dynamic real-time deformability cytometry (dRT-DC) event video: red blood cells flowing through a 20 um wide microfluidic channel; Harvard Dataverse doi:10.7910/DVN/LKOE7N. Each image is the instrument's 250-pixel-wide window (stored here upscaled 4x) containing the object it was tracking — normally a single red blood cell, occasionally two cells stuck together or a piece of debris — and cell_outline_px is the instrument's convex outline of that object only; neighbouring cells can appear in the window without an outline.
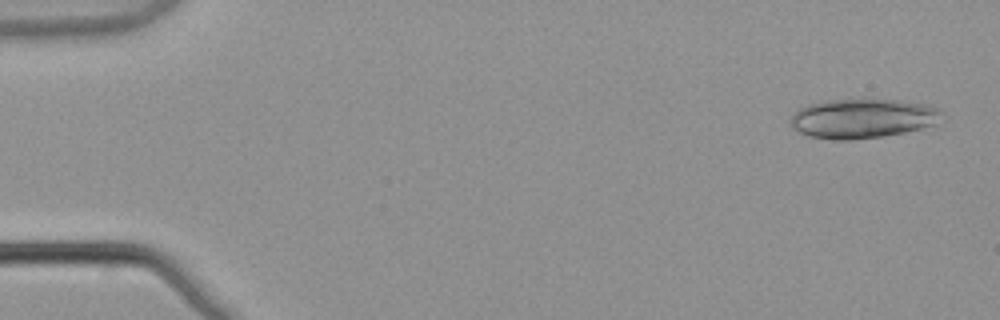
{"species": "common noctule bat (a hibernating species)", "species_latin": "Nyctalus noctula", "temperature_condition": "warm", "stored_images_in_passage": 4, "camera_frame_rate_fps": 3000, "um_per_image_px": 0.085, "animal": {"sex": "male", "body_mass_g": 21.5, "forearm_length_mm": 52.0}, "frame": {"image": 1, "passage_image": 1, "time_ms": 0.0, "image_size_px": [1000, 320], "cell_outline_px": [[944, 112], [932, 124], [920, 128], [904, 132], [880, 136], [852, 140], [832, 140], [808, 136], [792, 128], [792, 116], [800, 108], [808, 104], [824, 100], [848, 96], [860, 96], [900, 100], [928, 104]], "centroid_in_image_um": [73.27, 10.01], "position_along_channel_um": 11.7, "area_um2": 35.6}}